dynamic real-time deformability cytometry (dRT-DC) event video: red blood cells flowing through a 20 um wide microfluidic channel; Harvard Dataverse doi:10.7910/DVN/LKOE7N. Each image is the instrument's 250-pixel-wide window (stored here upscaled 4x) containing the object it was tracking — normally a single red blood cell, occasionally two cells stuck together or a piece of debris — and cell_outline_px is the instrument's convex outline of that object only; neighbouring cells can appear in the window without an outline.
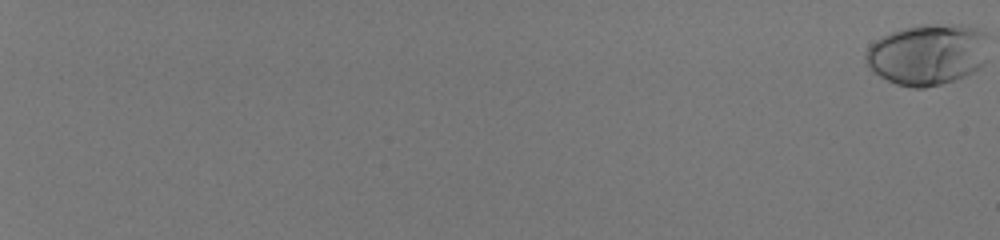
{"species": "human", "species_latin": "Homo sapiens", "temperature_condition": "room temperature", "stored_images_in_passage": 60, "camera_frame_rate_fps": 3000, "um_per_image_px": 0.085, "donor": {"sex": "male"}, "frame": {"image": 1, "passage_image": 1, "time_ms": 0.0, "image_size_px": [1000, 240], "cell_outline_px": [[984, 60], [980, 68], [964, 76], [940, 84], [924, 88], [912, 88], [896, 84], [872, 72], [868, 64], [868, 48], [880, 36], [904, 28], [936, 24], [960, 24], [976, 28], [984, 32]], "centroid_in_image_um": [78.82, 4.63], "position_along_channel_um": 6.2, "area_um2": 42.95}}
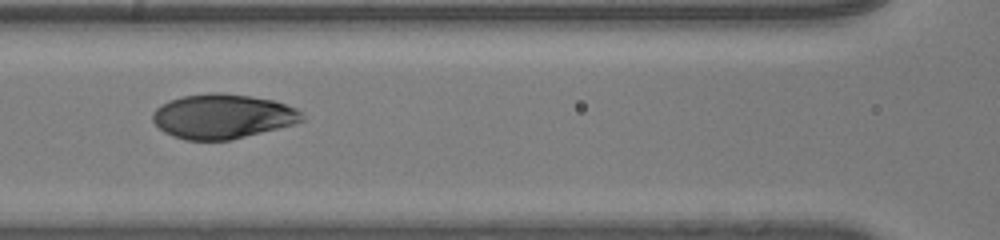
{"frame": {"image": 2, "passage_image": 35, "time_ms": 11.333, "image_size_px": [1000, 240], "cell_outline_px": [[304, 120], [296, 124], [232, 140], [184, 140], [172, 136], [164, 132], [152, 120], [152, 112], [160, 104], [168, 100], [184, 96], [212, 92], [220, 92], [252, 96], [272, 100], [296, 108], [304, 116]], "centroid_in_image_um": [18.91, 9.89], "position_along_channel_um": 147.7, "area_um2": 39.07}}
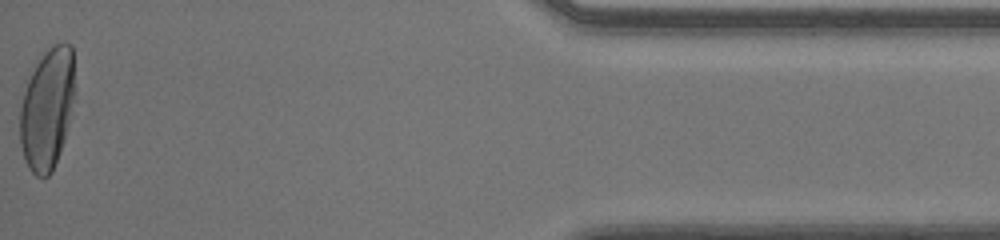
{"frame": {"image": 3, "passage_image": 60, "time_ms": 19.667, "image_size_px": [1000, 240], "cell_outline_px": [[72, 96], [68, 120], [64, 140], [60, 152], [52, 172], [48, 176], [36, 176], [28, 168], [20, 144], [20, 108], [24, 92], [28, 80], [36, 64], [44, 52], [52, 44], [64, 40], [72, 44]], "centroid_in_image_um": [3.98, 9.24], "position_along_channel_um": 431.2, "area_um2": 37.97}, "authors_computed_cell_mechanics": {"area_um2": 39.5641, "velocity_mm_per_s": 4.0508, "shape_relaxation_time_tau1_ms": 3.4653, "shape_relaxation_time_tau2_ms": null, "deformation_change_tau1": 0.1921, "deformation_change_tau2": null}}